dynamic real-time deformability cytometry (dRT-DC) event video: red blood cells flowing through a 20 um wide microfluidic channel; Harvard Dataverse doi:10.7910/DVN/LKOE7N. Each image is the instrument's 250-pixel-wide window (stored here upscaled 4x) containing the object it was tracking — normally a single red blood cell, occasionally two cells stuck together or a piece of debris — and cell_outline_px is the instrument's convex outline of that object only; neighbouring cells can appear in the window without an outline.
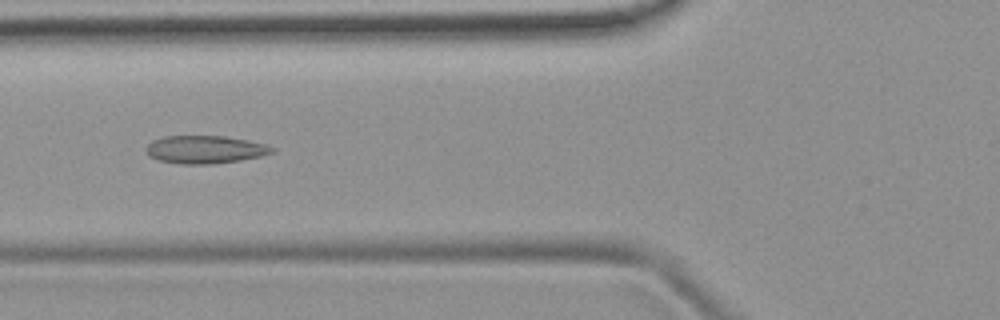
{"species": "common noctule bat (a hibernating species)", "species_latin": "Nyctalus noctula", "temperature_condition": "room temperature", "stored_images_in_passage": 38, "camera_frame_rate_fps": 3000, "um_per_image_px": 0.085, "animal": {"sex": "female", "body_mass_g": 19.9}, "frame": {"image": 1, "passage_image": 6, "time_ms": 1.667, "image_size_px": [1000, 320], "cell_outline_px": [[276, 152], [260, 156], [240, 160], [212, 164], [180, 164], [160, 160], [148, 156], [144, 148], [152, 140], [164, 136], [224, 136], [248, 140], [268, 144], [276, 148]], "centroid_in_image_um": [17.45, 12.7], "position_along_channel_um": 108.4, "area_um2": 20.69}}
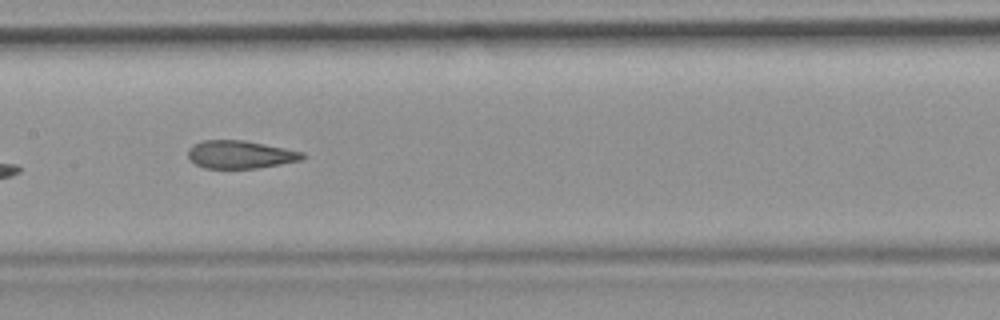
{"frame": {"image": 2, "passage_image": 12, "time_ms": 3.667, "image_size_px": [1000, 320], "cell_outline_px": [[308, 156], [300, 160], [280, 164], [256, 168], [204, 168], [196, 164], [188, 156], [188, 148], [192, 144], [204, 140], [244, 140], [304, 152]], "centroid_in_image_um": [20.42, 13.13], "position_along_channel_um": 187.0, "area_um2": 18.55}, "authors_computed_cell_mechanics": {"area_um2": 19.7676, "velocity_mm_per_s": 3.9314, "shape_relaxation_time_tau1_ms": null, "shape_relaxation_time_tau2_ms": 1.7069, "deformation_change_tau1": null, "deformation_change_tau2": 0.0885}}